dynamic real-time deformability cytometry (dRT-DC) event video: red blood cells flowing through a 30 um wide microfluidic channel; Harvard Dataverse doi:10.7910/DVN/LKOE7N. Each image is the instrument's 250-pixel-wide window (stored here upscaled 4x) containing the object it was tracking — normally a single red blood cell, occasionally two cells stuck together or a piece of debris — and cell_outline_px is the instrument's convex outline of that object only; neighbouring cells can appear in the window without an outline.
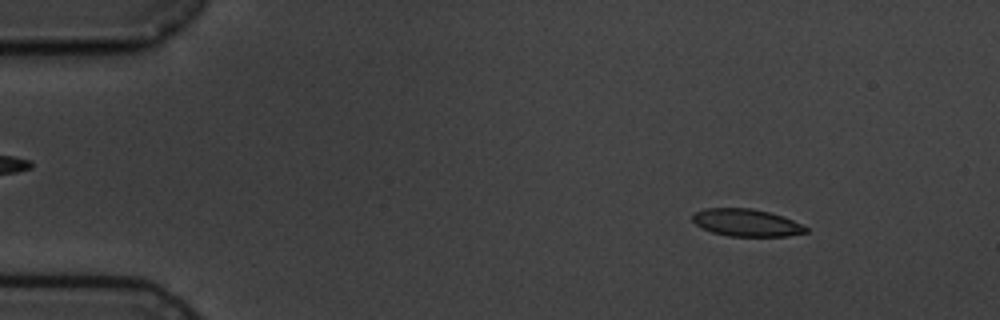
{"species": "common noctule bat (a hibernating species)", "species_latin": "Nyctalus noctula", "temperature_condition": "cold", "stored_images_in_passage": 5, "segment_of_instrument_passage": [1, 2], "camera_frame_rate_fps": 3000, "um_per_image_px": 0.085, "animal": {"sex": "male", "body_mass_g": 19.5, "forearm_length_mm": 54.6}, "frame": {"image": 1, "passage_image": 2, "time_ms": 1.0, "image_size_px": [1000, 320], "cell_outline_px": [[808, 232], [788, 236], [728, 236], [712, 232], [696, 224], [692, 220], [692, 216], [696, 212], [704, 208], [752, 208], [768, 212], [792, 220], [808, 228]], "centroid_in_image_um": [63.44, 18.93], "position_along_channel_um": 21.6, "area_um2": 17.86}}